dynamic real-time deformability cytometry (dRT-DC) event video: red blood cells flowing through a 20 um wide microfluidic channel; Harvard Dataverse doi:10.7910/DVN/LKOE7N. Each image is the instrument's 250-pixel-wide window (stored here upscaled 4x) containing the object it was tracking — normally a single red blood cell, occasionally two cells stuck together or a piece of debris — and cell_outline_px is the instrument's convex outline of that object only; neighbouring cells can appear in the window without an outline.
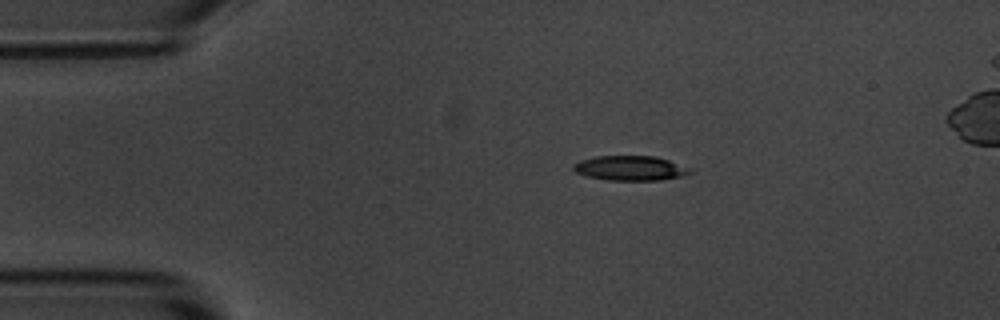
{"species": "common noctule bat (a hibernating species)", "species_latin": "Nyctalus noctula", "temperature_condition": "room temperature", "stored_images_in_passage": 5, "camera_frame_rate_fps": 3000, "um_per_image_px": 0.085, "animal": {"sex": "male", "body_mass_g": 20.1, "forearm_length_mm": 53.5}, "frame": {"image": 1, "passage_image": 3, "time_ms": 2.333, "image_size_px": [1000, 320], "cell_outline_px": [[692, 172], [684, 176], [660, 180], [608, 180], [588, 176], [576, 172], [572, 168], [572, 164], [580, 160], [596, 156], [656, 156], [692, 168]], "centroid_in_image_um": [53.59, 14.29], "position_along_channel_um": 31.4, "area_um2": 16.88}}